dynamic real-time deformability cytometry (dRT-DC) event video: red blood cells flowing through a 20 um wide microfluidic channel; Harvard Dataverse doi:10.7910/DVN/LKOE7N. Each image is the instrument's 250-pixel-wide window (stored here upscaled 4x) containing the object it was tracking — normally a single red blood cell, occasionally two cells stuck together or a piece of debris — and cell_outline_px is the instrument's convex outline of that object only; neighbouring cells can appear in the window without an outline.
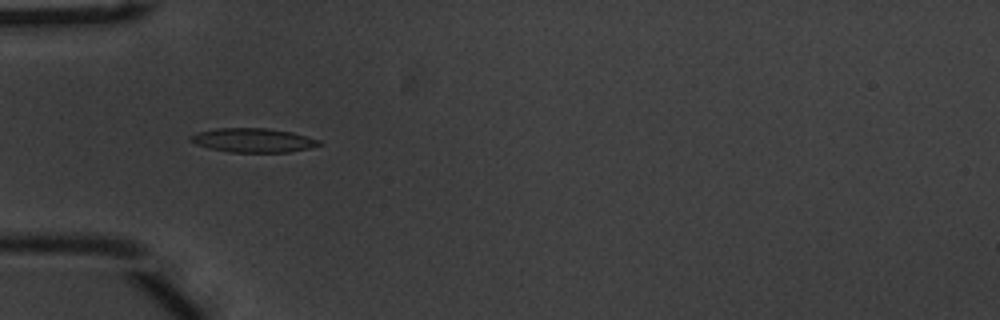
{"species": "common noctule bat (a hibernating species)", "species_latin": "Nyctalus noctula", "temperature_condition": "warm", "stored_images_in_passage": 53, "camera_frame_rate_fps": 3000, "um_per_image_px": 0.085, "animal": {"sex": "male", "body_mass_g": 20.1, "forearm_length_mm": 53.5}, "frame": {"image": 1, "passage_image": 17, "time_ms": 5.333, "image_size_px": [1000, 320], "cell_outline_px": [[324, 144], [308, 148], [288, 152], [228, 152], [208, 148], [196, 144], [188, 140], [188, 136], [196, 132], [216, 128], [268, 128], [292, 132], [320, 140]], "centroid_in_image_um": [21.47, 11.92], "position_along_channel_um": 63.5, "area_um2": 18.21}}
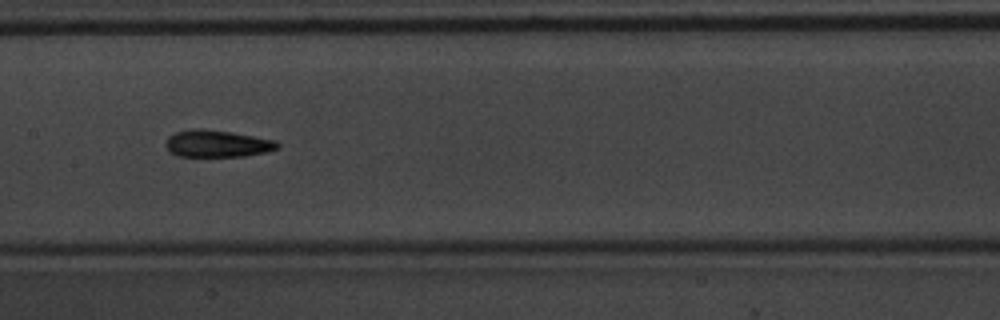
{"frame": {"image": 2, "passage_image": 27, "time_ms": 8.667, "image_size_px": [1000, 320], "cell_outline_px": [[280, 148], [264, 152], [244, 156], [176, 156], [164, 144], [168, 136], [176, 132], [196, 128], [200, 128], [232, 132], [276, 140], [280, 144]], "centroid_in_image_um": [18.47, 12.2], "position_along_channel_um": 188.9, "area_um2": 17.57}}
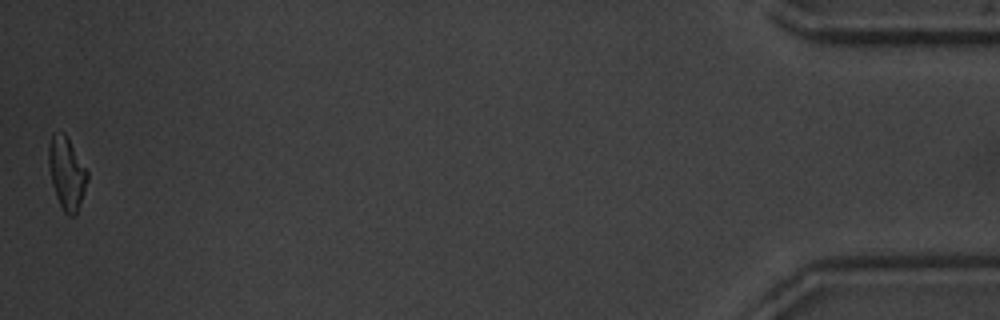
{"frame": {"image": 3, "passage_image": 53, "time_ms": 17.333, "image_size_px": [1000, 320], "cell_outline_px": [[88, 180], [76, 216], [68, 216], [64, 212], [56, 196], [52, 184], [48, 164], [48, 144], [52, 132], [64, 132], [88, 172]], "centroid_in_image_um": [5.65, 14.72], "position_along_channel_um": 429.5, "area_um2": 16.36}, "authors_computed_cell_mechanics": {"area_um2": 16.9932, "velocity_mm_per_s": 3.8018, "shape_relaxation_time_tau1_ms": 3.1656, "shape_relaxation_time_tau2_ms": 2.5535, "deformation_change_tau1": 0.1764, "deformation_change_tau2": 0.1188}}